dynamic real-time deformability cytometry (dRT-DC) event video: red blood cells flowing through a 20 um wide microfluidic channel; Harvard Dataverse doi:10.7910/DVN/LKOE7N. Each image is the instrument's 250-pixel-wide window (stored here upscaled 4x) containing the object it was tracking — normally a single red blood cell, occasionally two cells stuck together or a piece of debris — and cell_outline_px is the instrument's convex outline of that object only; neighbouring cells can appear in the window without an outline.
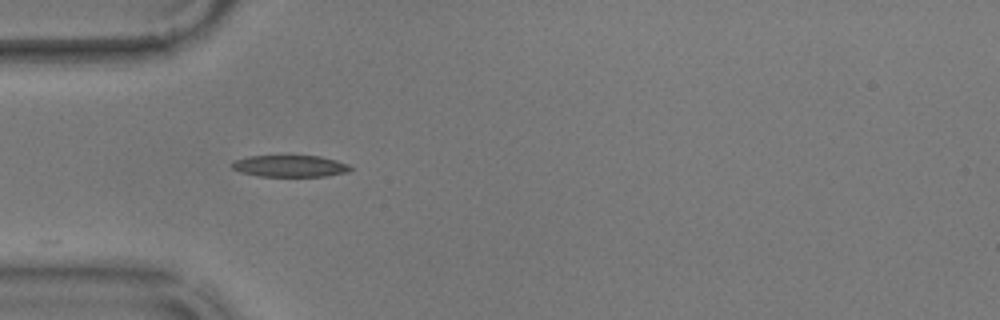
{"species": "common noctule bat (a hibernating species)", "species_latin": "Nyctalus noctula", "temperature_condition": "warm", "stored_images_in_passage": 12, "camera_frame_rate_fps": 3000, "um_per_image_px": 0.085, "animal": {"sex": "male", "body_mass_g": 17.9}, "frame": {"image": 1, "passage_image": 1, "time_ms": 0.0, "image_size_px": [1000, 320], "cell_outline_px": [[352, 168], [348, 172], [328, 176], [260, 176], [240, 172], [232, 168], [232, 164], [236, 160], [248, 156], [320, 156], [336, 160], [348, 164]], "centroid_in_image_um": [24.68, 14.12], "position_along_channel_um": 60.3, "area_um2": 14.85}}
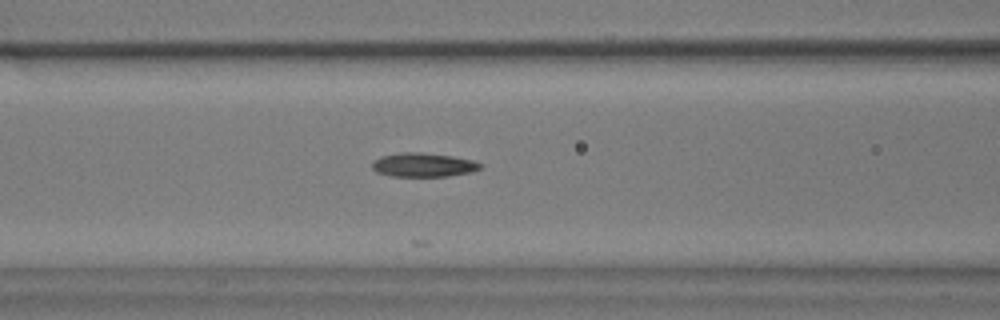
{"frame": {"image": 2, "passage_image": 7, "time_ms": 2.0, "image_size_px": [1000, 320], "cell_outline_px": [[484, 164], [480, 168], [472, 172], [448, 176], [392, 176], [376, 172], [372, 168], [372, 160], [380, 156], [400, 152], [420, 152], [452, 156], [472, 160]], "centroid_in_image_um": [35.96, 14.01], "position_along_channel_um": 130.6, "area_um2": 15.2}}
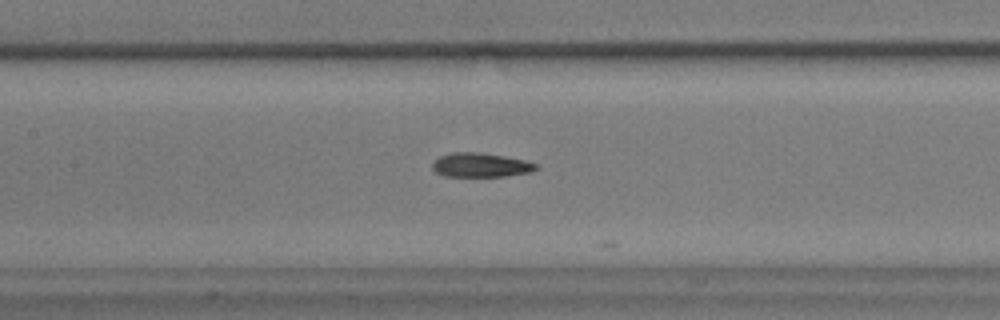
{"frame": {"image": 3, "passage_image": 10, "time_ms": 3.0, "image_size_px": [1000, 320], "cell_outline_px": [[536, 168], [528, 172], [508, 176], [444, 176], [436, 172], [432, 168], [432, 164], [440, 156], [452, 152], [480, 152], [504, 156], [524, 160], [536, 164]], "centroid_in_image_um": [40.81, 14.02], "position_along_channel_um": 166.6, "area_um2": 14.39}}